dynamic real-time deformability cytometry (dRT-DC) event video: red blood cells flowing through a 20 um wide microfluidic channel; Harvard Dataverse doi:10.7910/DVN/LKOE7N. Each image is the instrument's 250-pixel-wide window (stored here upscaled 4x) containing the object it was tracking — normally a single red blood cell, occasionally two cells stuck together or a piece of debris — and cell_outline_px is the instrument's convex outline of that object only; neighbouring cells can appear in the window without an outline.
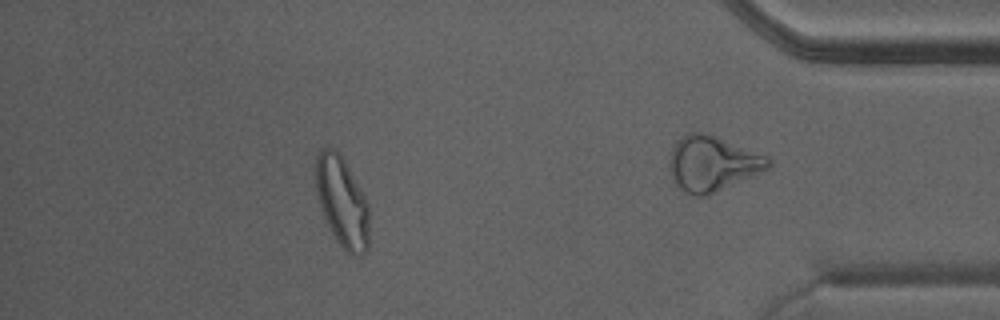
{"species": "Egyptian fruit bat (a non-hibernating species)", "species_latin": "Rousettus aegyptiacus", "temperature_condition": "warm", "stored_images_in_passage": 39, "camera_frame_rate_fps": 3000, "um_per_image_px": 0.085, "animal": {"sex": "male"}, "frame": {"image": 1, "passage_image": 34, "time_ms": 11.0, "image_size_px": [1000, 320], "cell_outline_px": [[368, 252], [360, 256], [352, 256], [344, 252], [336, 240], [324, 216], [316, 192], [316, 156], [320, 148], [336, 148], [340, 152], [368, 204]], "centroid_in_image_um": [29.08, 17.18], "position_along_channel_um": 406.1, "area_um2": 28.09}}